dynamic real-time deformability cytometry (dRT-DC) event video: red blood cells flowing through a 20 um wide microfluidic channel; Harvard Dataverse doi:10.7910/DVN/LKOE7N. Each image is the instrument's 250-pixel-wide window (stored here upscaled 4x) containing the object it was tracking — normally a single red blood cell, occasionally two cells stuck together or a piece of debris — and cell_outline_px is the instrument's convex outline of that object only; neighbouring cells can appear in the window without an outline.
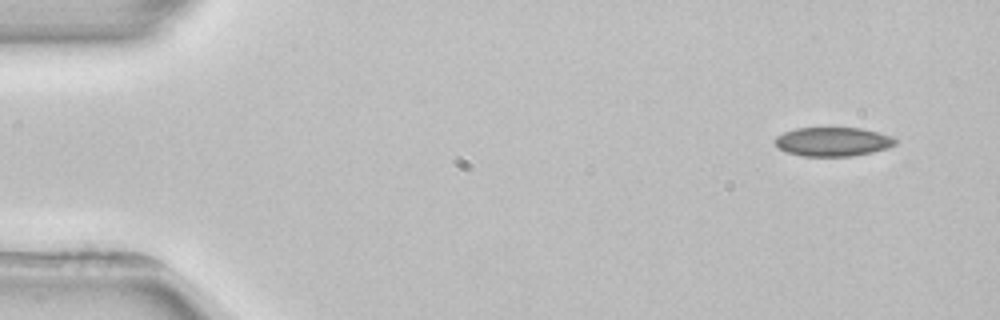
{"species": "common noctule bat (a hibernating species)", "species_latin": "Nyctalus noctula", "temperature_condition": "room temperature", "stored_images_in_passage": 4, "camera_frame_rate_fps": 3000, "um_per_image_px": 0.085, "animal": {"sex": "female", "body_mass_g": 22.7, "forearm_length_mm": 54.2}, "frame": {"image": 1, "passage_image": 1, "time_ms": 0.0, "image_size_px": [1000, 320], "cell_outline_px": [[900, 140], [896, 144], [888, 148], [872, 152], [852, 156], [800, 156], [788, 152], [780, 148], [776, 144], [776, 136], [784, 132], [796, 128], [860, 128], [892, 136]], "centroid_in_image_um": [70.84, 12.04], "position_along_channel_um": 14.2, "area_um2": 20.29}}
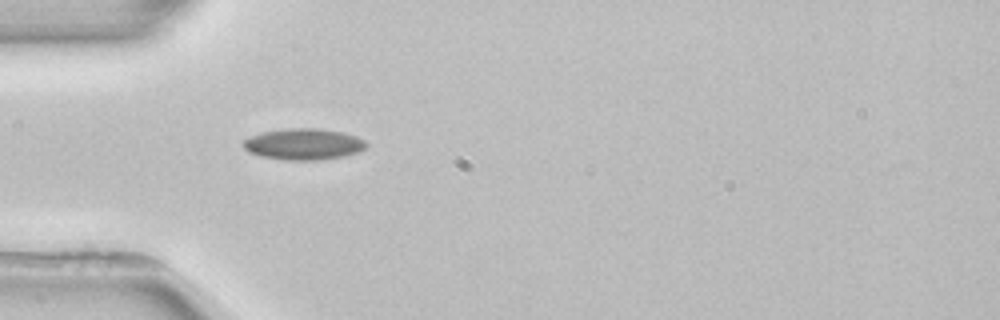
{"frame": {"image": 2, "passage_image": 4, "time_ms": 4.0, "image_size_px": [1000, 320], "cell_outline_px": [[368, 144], [364, 148], [356, 152], [344, 156], [320, 160], [284, 160], [260, 156], [248, 152], [244, 148], [244, 140], [260, 132], [288, 128], [320, 128], [344, 132], [356, 136], [364, 140]], "centroid_in_image_um": [25.8, 12.25], "position_along_channel_um": 59.2, "area_um2": 22.48}}